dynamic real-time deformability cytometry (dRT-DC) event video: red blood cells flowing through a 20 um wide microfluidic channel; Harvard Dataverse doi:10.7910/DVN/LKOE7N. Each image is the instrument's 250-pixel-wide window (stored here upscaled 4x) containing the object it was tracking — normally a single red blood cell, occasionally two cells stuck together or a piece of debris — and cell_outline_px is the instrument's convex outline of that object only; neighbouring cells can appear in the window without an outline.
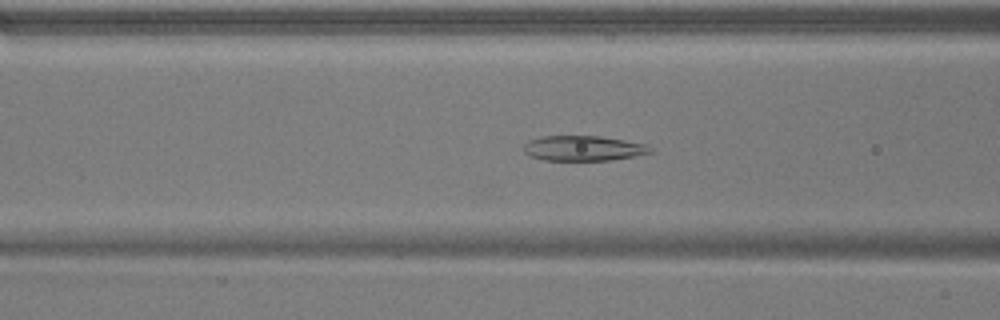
{"species": "common noctule bat (a hibernating species)", "species_latin": "Nyctalus noctula", "temperature_condition": "warm", "stored_images_in_passage": 52, "camera_frame_rate_fps": 3000, "um_per_image_px": 0.085, "animal": {"sex": "male", "body_mass_g": 17.9}, "frame": {"image": 1, "passage_image": 20, "time_ms": 6.333, "image_size_px": [1000, 320], "cell_outline_px": [[652, 152], [632, 156], [608, 160], [544, 160], [528, 156], [524, 152], [524, 144], [528, 140], [544, 136], [600, 136], [648, 144], [652, 148]], "centroid_in_image_um": [49.56, 12.6], "position_along_channel_um": 117.0, "area_um2": 18.5}}
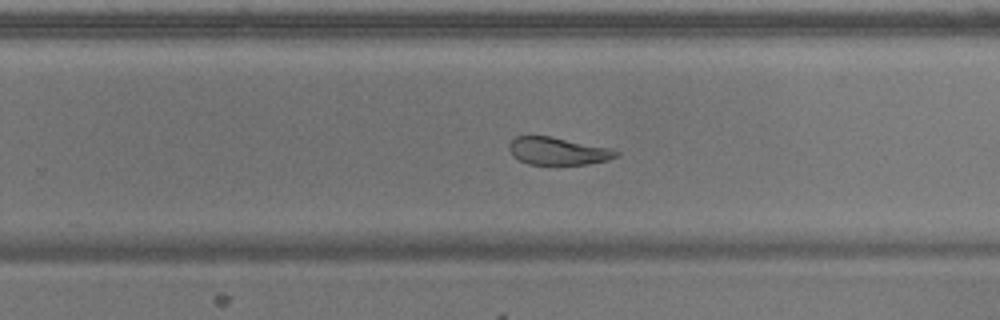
{"frame": {"image": 2, "passage_image": 33, "time_ms": 10.667, "image_size_px": [1000, 320], "cell_outline_px": [[620, 156], [608, 160], [588, 164], [528, 164], [512, 156], [508, 148], [508, 144], [516, 136], [548, 136], [608, 148], [620, 152]], "centroid_in_image_um": [47.4, 12.85], "position_along_channel_um": 282.4, "area_um2": 16.99}}
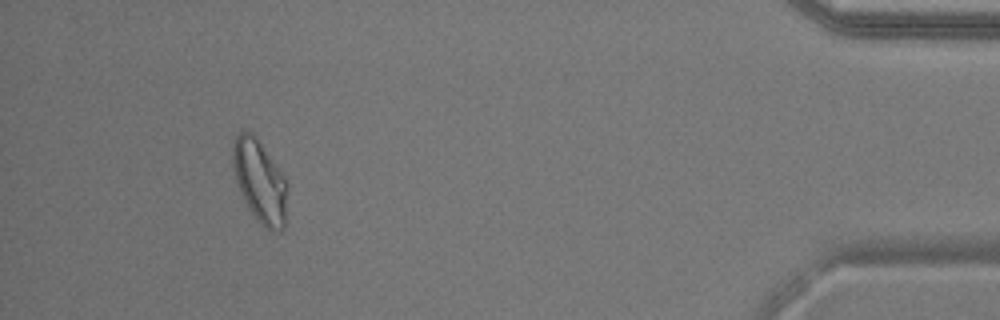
{"frame": {"image": 3, "passage_image": 48, "time_ms": 15.667, "image_size_px": [1000, 320], "cell_outline_px": [[288, 188], [284, 228], [272, 232], [260, 224], [256, 220], [244, 200], [240, 192], [236, 180], [232, 164], [232, 144], [236, 136], [244, 128], [252, 132], [256, 136], [284, 176], [288, 184]], "centroid_in_image_um": [22.08, 15.39], "position_along_channel_um": 413.1, "area_um2": 26.53}, "authors_computed_cell_mechanics": {"area_um2": 22.8599, "velocity_mm_per_s": 3.8218, "shape_relaxation_time_tau1_ms": null, "shape_relaxation_time_tau2_ms": 2.4353, "deformation_change_tau1": null, "deformation_change_tau2": 0.1023}}